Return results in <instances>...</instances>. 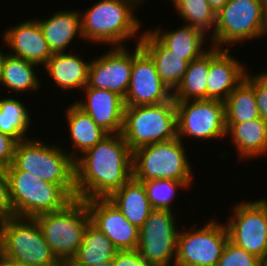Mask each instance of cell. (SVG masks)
Wrapping results in <instances>:
<instances>
[{
  "label": "cell",
  "mask_w": 267,
  "mask_h": 266,
  "mask_svg": "<svg viewBox=\"0 0 267 266\" xmlns=\"http://www.w3.org/2000/svg\"><path fill=\"white\" fill-rule=\"evenodd\" d=\"M177 137L203 140L227 136L225 126V103L218 100L175 101Z\"/></svg>",
  "instance_id": "cell-13"
},
{
  "label": "cell",
  "mask_w": 267,
  "mask_h": 266,
  "mask_svg": "<svg viewBox=\"0 0 267 266\" xmlns=\"http://www.w3.org/2000/svg\"><path fill=\"white\" fill-rule=\"evenodd\" d=\"M38 139L17 142L12 164L6 169H19L42 179L61 185L76 198L75 161L67 150Z\"/></svg>",
  "instance_id": "cell-2"
},
{
  "label": "cell",
  "mask_w": 267,
  "mask_h": 266,
  "mask_svg": "<svg viewBox=\"0 0 267 266\" xmlns=\"http://www.w3.org/2000/svg\"><path fill=\"white\" fill-rule=\"evenodd\" d=\"M91 223L98 228L117 250H135L139 228L131 224L108 198L85 200Z\"/></svg>",
  "instance_id": "cell-16"
},
{
  "label": "cell",
  "mask_w": 267,
  "mask_h": 266,
  "mask_svg": "<svg viewBox=\"0 0 267 266\" xmlns=\"http://www.w3.org/2000/svg\"><path fill=\"white\" fill-rule=\"evenodd\" d=\"M139 44L153 60L160 79L173 92L187 71L189 62L168 50L149 29L142 33Z\"/></svg>",
  "instance_id": "cell-20"
},
{
  "label": "cell",
  "mask_w": 267,
  "mask_h": 266,
  "mask_svg": "<svg viewBox=\"0 0 267 266\" xmlns=\"http://www.w3.org/2000/svg\"><path fill=\"white\" fill-rule=\"evenodd\" d=\"M260 260L228 239L216 266H259Z\"/></svg>",
  "instance_id": "cell-34"
},
{
  "label": "cell",
  "mask_w": 267,
  "mask_h": 266,
  "mask_svg": "<svg viewBox=\"0 0 267 266\" xmlns=\"http://www.w3.org/2000/svg\"><path fill=\"white\" fill-rule=\"evenodd\" d=\"M108 199L120 210L123 216L140 228L153 210L146 194L144 184L130 178L120 189L114 191Z\"/></svg>",
  "instance_id": "cell-24"
},
{
  "label": "cell",
  "mask_w": 267,
  "mask_h": 266,
  "mask_svg": "<svg viewBox=\"0 0 267 266\" xmlns=\"http://www.w3.org/2000/svg\"><path fill=\"white\" fill-rule=\"evenodd\" d=\"M175 224L172 211L153 209L139 228L137 251L152 266H175L179 233Z\"/></svg>",
  "instance_id": "cell-11"
},
{
  "label": "cell",
  "mask_w": 267,
  "mask_h": 266,
  "mask_svg": "<svg viewBox=\"0 0 267 266\" xmlns=\"http://www.w3.org/2000/svg\"><path fill=\"white\" fill-rule=\"evenodd\" d=\"M75 160L76 198H108L132 178L133 151L121 133L109 134Z\"/></svg>",
  "instance_id": "cell-1"
},
{
  "label": "cell",
  "mask_w": 267,
  "mask_h": 266,
  "mask_svg": "<svg viewBox=\"0 0 267 266\" xmlns=\"http://www.w3.org/2000/svg\"><path fill=\"white\" fill-rule=\"evenodd\" d=\"M35 19L53 54L64 53L76 35L83 39L80 12L75 9L59 10L46 20Z\"/></svg>",
  "instance_id": "cell-21"
},
{
  "label": "cell",
  "mask_w": 267,
  "mask_h": 266,
  "mask_svg": "<svg viewBox=\"0 0 267 266\" xmlns=\"http://www.w3.org/2000/svg\"><path fill=\"white\" fill-rule=\"evenodd\" d=\"M16 217L35 218L63 209L74 198L61 186L19 169H5Z\"/></svg>",
  "instance_id": "cell-6"
},
{
  "label": "cell",
  "mask_w": 267,
  "mask_h": 266,
  "mask_svg": "<svg viewBox=\"0 0 267 266\" xmlns=\"http://www.w3.org/2000/svg\"><path fill=\"white\" fill-rule=\"evenodd\" d=\"M138 6H140L141 3H143V1L145 0H133Z\"/></svg>",
  "instance_id": "cell-45"
},
{
  "label": "cell",
  "mask_w": 267,
  "mask_h": 266,
  "mask_svg": "<svg viewBox=\"0 0 267 266\" xmlns=\"http://www.w3.org/2000/svg\"><path fill=\"white\" fill-rule=\"evenodd\" d=\"M95 266H115V265H114V260L112 259V260L103 262V263H101V264H97V265H95Z\"/></svg>",
  "instance_id": "cell-41"
},
{
  "label": "cell",
  "mask_w": 267,
  "mask_h": 266,
  "mask_svg": "<svg viewBox=\"0 0 267 266\" xmlns=\"http://www.w3.org/2000/svg\"><path fill=\"white\" fill-rule=\"evenodd\" d=\"M144 184L147 197L153 209L172 211V202L176 196L177 189L190 188L191 181H176L168 179H153Z\"/></svg>",
  "instance_id": "cell-33"
},
{
  "label": "cell",
  "mask_w": 267,
  "mask_h": 266,
  "mask_svg": "<svg viewBox=\"0 0 267 266\" xmlns=\"http://www.w3.org/2000/svg\"><path fill=\"white\" fill-rule=\"evenodd\" d=\"M137 4L133 0H100L80 13L83 39L113 46L134 38L140 29L135 16Z\"/></svg>",
  "instance_id": "cell-3"
},
{
  "label": "cell",
  "mask_w": 267,
  "mask_h": 266,
  "mask_svg": "<svg viewBox=\"0 0 267 266\" xmlns=\"http://www.w3.org/2000/svg\"><path fill=\"white\" fill-rule=\"evenodd\" d=\"M230 0H207L210 8L217 14Z\"/></svg>",
  "instance_id": "cell-39"
},
{
  "label": "cell",
  "mask_w": 267,
  "mask_h": 266,
  "mask_svg": "<svg viewBox=\"0 0 267 266\" xmlns=\"http://www.w3.org/2000/svg\"><path fill=\"white\" fill-rule=\"evenodd\" d=\"M178 233L175 266H216L229 239L226 225L211 219L206 225Z\"/></svg>",
  "instance_id": "cell-10"
},
{
  "label": "cell",
  "mask_w": 267,
  "mask_h": 266,
  "mask_svg": "<svg viewBox=\"0 0 267 266\" xmlns=\"http://www.w3.org/2000/svg\"><path fill=\"white\" fill-rule=\"evenodd\" d=\"M117 249L91 222L87 225L83 241L69 266H95L114 259Z\"/></svg>",
  "instance_id": "cell-27"
},
{
  "label": "cell",
  "mask_w": 267,
  "mask_h": 266,
  "mask_svg": "<svg viewBox=\"0 0 267 266\" xmlns=\"http://www.w3.org/2000/svg\"><path fill=\"white\" fill-rule=\"evenodd\" d=\"M160 29H149V31L168 50L181 56L189 63L208 51V49L205 50L202 47L205 43L206 34L197 28L184 24V26L168 32Z\"/></svg>",
  "instance_id": "cell-26"
},
{
  "label": "cell",
  "mask_w": 267,
  "mask_h": 266,
  "mask_svg": "<svg viewBox=\"0 0 267 266\" xmlns=\"http://www.w3.org/2000/svg\"><path fill=\"white\" fill-rule=\"evenodd\" d=\"M16 144L13 137L0 132V168L6 169L12 164Z\"/></svg>",
  "instance_id": "cell-38"
},
{
  "label": "cell",
  "mask_w": 267,
  "mask_h": 266,
  "mask_svg": "<svg viewBox=\"0 0 267 266\" xmlns=\"http://www.w3.org/2000/svg\"><path fill=\"white\" fill-rule=\"evenodd\" d=\"M259 266H267V258L261 259L260 263H259Z\"/></svg>",
  "instance_id": "cell-43"
},
{
  "label": "cell",
  "mask_w": 267,
  "mask_h": 266,
  "mask_svg": "<svg viewBox=\"0 0 267 266\" xmlns=\"http://www.w3.org/2000/svg\"><path fill=\"white\" fill-rule=\"evenodd\" d=\"M259 1L261 2L265 10L267 11V0H259Z\"/></svg>",
  "instance_id": "cell-44"
},
{
  "label": "cell",
  "mask_w": 267,
  "mask_h": 266,
  "mask_svg": "<svg viewBox=\"0 0 267 266\" xmlns=\"http://www.w3.org/2000/svg\"><path fill=\"white\" fill-rule=\"evenodd\" d=\"M0 253L28 266H61L34 218L15 217L0 223Z\"/></svg>",
  "instance_id": "cell-8"
},
{
  "label": "cell",
  "mask_w": 267,
  "mask_h": 266,
  "mask_svg": "<svg viewBox=\"0 0 267 266\" xmlns=\"http://www.w3.org/2000/svg\"><path fill=\"white\" fill-rule=\"evenodd\" d=\"M0 266H28V265L12 260L0 253Z\"/></svg>",
  "instance_id": "cell-40"
},
{
  "label": "cell",
  "mask_w": 267,
  "mask_h": 266,
  "mask_svg": "<svg viewBox=\"0 0 267 266\" xmlns=\"http://www.w3.org/2000/svg\"><path fill=\"white\" fill-rule=\"evenodd\" d=\"M85 100L74 102L95 124L108 134H119L123 128L124 99L115 92L85 87Z\"/></svg>",
  "instance_id": "cell-19"
},
{
  "label": "cell",
  "mask_w": 267,
  "mask_h": 266,
  "mask_svg": "<svg viewBox=\"0 0 267 266\" xmlns=\"http://www.w3.org/2000/svg\"><path fill=\"white\" fill-rule=\"evenodd\" d=\"M245 79L229 94L225 103V123H240L260 118L254 95V75Z\"/></svg>",
  "instance_id": "cell-28"
},
{
  "label": "cell",
  "mask_w": 267,
  "mask_h": 266,
  "mask_svg": "<svg viewBox=\"0 0 267 266\" xmlns=\"http://www.w3.org/2000/svg\"><path fill=\"white\" fill-rule=\"evenodd\" d=\"M65 111L71 143L74 145L69 155L75 161L79 157L76 154L77 149L83 154L109 134L95 124L92 118L75 103L69 105Z\"/></svg>",
  "instance_id": "cell-25"
},
{
  "label": "cell",
  "mask_w": 267,
  "mask_h": 266,
  "mask_svg": "<svg viewBox=\"0 0 267 266\" xmlns=\"http://www.w3.org/2000/svg\"><path fill=\"white\" fill-rule=\"evenodd\" d=\"M90 62L83 61L77 54L54 53L44 66L55 84L66 90L84 89L88 83Z\"/></svg>",
  "instance_id": "cell-22"
},
{
  "label": "cell",
  "mask_w": 267,
  "mask_h": 266,
  "mask_svg": "<svg viewBox=\"0 0 267 266\" xmlns=\"http://www.w3.org/2000/svg\"><path fill=\"white\" fill-rule=\"evenodd\" d=\"M133 51L125 46H113L111 50L90 60L88 83L85 87L115 92L123 99L130 84Z\"/></svg>",
  "instance_id": "cell-15"
},
{
  "label": "cell",
  "mask_w": 267,
  "mask_h": 266,
  "mask_svg": "<svg viewBox=\"0 0 267 266\" xmlns=\"http://www.w3.org/2000/svg\"><path fill=\"white\" fill-rule=\"evenodd\" d=\"M27 106L13 97L0 98V132L13 137L17 142L27 139L31 126Z\"/></svg>",
  "instance_id": "cell-31"
},
{
  "label": "cell",
  "mask_w": 267,
  "mask_h": 266,
  "mask_svg": "<svg viewBox=\"0 0 267 266\" xmlns=\"http://www.w3.org/2000/svg\"><path fill=\"white\" fill-rule=\"evenodd\" d=\"M35 66L39 65L7 53L2 64L0 84L14 93L37 91L41 83L34 71Z\"/></svg>",
  "instance_id": "cell-29"
},
{
  "label": "cell",
  "mask_w": 267,
  "mask_h": 266,
  "mask_svg": "<svg viewBox=\"0 0 267 266\" xmlns=\"http://www.w3.org/2000/svg\"><path fill=\"white\" fill-rule=\"evenodd\" d=\"M53 254L68 264L77 253L87 225L91 222L85 200L74 198L63 209L34 218Z\"/></svg>",
  "instance_id": "cell-4"
},
{
  "label": "cell",
  "mask_w": 267,
  "mask_h": 266,
  "mask_svg": "<svg viewBox=\"0 0 267 266\" xmlns=\"http://www.w3.org/2000/svg\"><path fill=\"white\" fill-rule=\"evenodd\" d=\"M139 34L133 51L130 84L124 98L125 107L155 105L170 101L173 92L164 84L151 57L141 48Z\"/></svg>",
  "instance_id": "cell-14"
},
{
  "label": "cell",
  "mask_w": 267,
  "mask_h": 266,
  "mask_svg": "<svg viewBox=\"0 0 267 266\" xmlns=\"http://www.w3.org/2000/svg\"><path fill=\"white\" fill-rule=\"evenodd\" d=\"M121 135L129 148L165 142L177 137L176 105L170 101L124 108Z\"/></svg>",
  "instance_id": "cell-5"
},
{
  "label": "cell",
  "mask_w": 267,
  "mask_h": 266,
  "mask_svg": "<svg viewBox=\"0 0 267 266\" xmlns=\"http://www.w3.org/2000/svg\"><path fill=\"white\" fill-rule=\"evenodd\" d=\"M115 266H152L135 250H117L114 256Z\"/></svg>",
  "instance_id": "cell-37"
},
{
  "label": "cell",
  "mask_w": 267,
  "mask_h": 266,
  "mask_svg": "<svg viewBox=\"0 0 267 266\" xmlns=\"http://www.w3.org/2000/svg\"><path fill=\"white\" fill-rule=\"evenodd\" d=\"M210 49L188 64L180 84L173 91L175 101L207 99Z\"/></svg>",
  "instance_id": "cell-30"
},
{
  "label": "cell",
  "mask_w": 267,
  "mask_h": 266,
  "mask_svg": "<svg viewBox=\"0 0 267 266\" xmlns=\"http://www.w3.org/2000/svg\"><path fill=\"white\" fill-rule=\"evenodd\" d=\"M183 140L145 145L133 151L132 177L140 182L153 179L192 181L193 170Z\"/></svg>",
  "instance_id": "cell-7"
},
{
  "label": "cell",
  "mask_w": 267,
  "mask_h": 266,
  "mask_svg": "<svg viewBox=\"0 0 267 266\" xmlns=\"http://www.w3.org/2000/svg\"><path fill=\"white\" fill-rule=\"evenodd\" d=\"M254 95L260 117L267 123V72L254 74Z\"/></svg>",
  "instance_id": "cell-36"
},
{
  "label": "cell",
  "mask_w": 267,
  "mask_h": 266,
  "mask_svg": "<svg viewBox=\"0 0 267 266\" xmlns=\"http://www.w3.org/2000/svg\"><path fill=\"white\" fill-rule=\"evenodd\" d=\"M267 11L259 0H230L217 14L211 46L243 43L266 34Z\"/></svg>",
  "instance_id": "cell-9"
},
{
  "label": "cell",
  "mask_w": 267,
  "mask_h": 266,
  "mask_svg": "<svg viewBox=\"0 0 267 266\" xmlns=\"http://www.w3.org/2000/svg\"><path fill=\"white\" fill-rule=\"evenodd\" d=\"M16 217L13 209L6 170L0 168V223Z\"/></svg>",
  "instance_id": "cell-35"
},
{
  "label": "cell",
  "mask_w": 267,
  "mask_h": 266,
  "mask_svg": "<svg viewBox=\"0 0 267 266\" xmlns=\"http://www.w3.org/2000/svg\"><path fill=\"white\" fill-rule=\"evenodd\" d=\"M174 4V9L185 21V24L190 25L204 32H209V29H215L216 14L210 8L207 0H170Z\"/></svg>",
  "instance_id": "cell-32"
},
{
  "label": "cell",
  "mask_w": 267,
  "mask_h": 266,
  "mask_svg": "<svg viewBox=\"0 0 267 266\" xmlns=\"http://www.w3.org/2000/svg\"><path fill=\"white\" fill-rule=\"evenodd\" d=\"M225 126L240 159L267 154V123L261 117L247 122L225 123Z\"/></svg>",
  "instance_id": "cell-23"
},
{
  "label": "cell",
  "mask_w": 267,
  "mask_h": 266,
  "mask_svg": "<svg viewBox=\"0 0 267 266\" xmlns=\"http://www.w3.org/2000/svg\"><path fill=\"white\" fill-rule=\"evenodd\" d=\"M4 57H5V53H3L1 51V48H0V74H1V69H2V64H3V61H4Z\"/></svg>",
  "instance_id": "cell-42"
},
{
  "label": "cell",
  "mask_w": 267,
  "mask_h": 266,
  "mask_svg": "<svg viewBox=\"0 0 267 266\" xmlns=\"http://www.w3.org/2000/svg\"><path fill=\"white\" fill-rule=\"evenodd\" d=\"M233 207L225 223L229 240L259 259L267 258V200L241 202Z\"/></svg>",
  "instance_id": "cell-12"
},
{
  "label": "cell",
  "mask_w": 267,
  "mask_h": 266,
  "mask_svg": "<svg viewBox=\"0 0 267 266\" xmlns=\"http://www.w3.org/2000/svg\"><path fill=\"white\" fill-rule=\"evenodd\" d=\"M3 32L2 39L13 52H7L10 55L41 66H45L53 55L35 18L9 27Z\"/></svg>",
  "instance_id": "cell-18"
},
{
  "label": "cell",
  "mask_w": 267,
  "mask_h": 266,
  "mask_svg": "<svg viewBox=\"0 0 267 266\" xmlns=\"http://www.w3.org/2000/svg\"><path fill=\"white\" fill-rule=\"evenodd\" d=\"M207 78V99L225 102L229 94L245 79L247 71L227 47L211 46Z\"/></svg>",
  "instance_id": "cell-17"
}]
</instances>
